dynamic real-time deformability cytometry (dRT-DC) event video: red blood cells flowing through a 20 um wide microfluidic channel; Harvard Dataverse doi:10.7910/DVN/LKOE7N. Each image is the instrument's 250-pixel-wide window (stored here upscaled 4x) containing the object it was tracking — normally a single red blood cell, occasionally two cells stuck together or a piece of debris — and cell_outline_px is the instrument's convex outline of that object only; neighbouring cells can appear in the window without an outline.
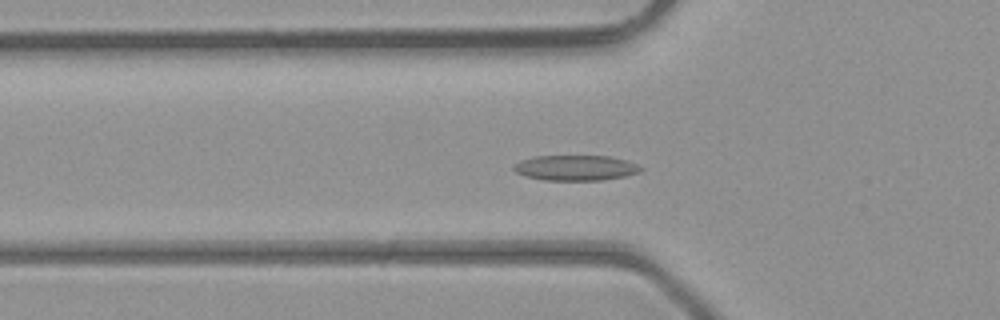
{"species": "common noctule bat (a hibernating species)", "species_latin": "Nyctalus noctula", "temperature_condition": "room temperature", "stored_images_in_passage": 47, "camera_frame_rate_fps": 3000, "um_per_image_px": 0.085, "animal": {"sex": "male", "body_mass_g": 23.1, "forearm_length_mm": 52.7}, "frame": {"image": 1, "passage_image": 16, "time_ms": 5.0, "image_size_px": [1000, 320], "cell_outline_px": [[644, 168], [640, 172], [624, 176], [600, 180], [544, 180], [524, 176], [516, 172], [512, 168], [520, 160], [536, 156], [608, 156], [624, 160], [636, 164]], "centroid_in_image_um": [48.91, 14.27], "position_along_channel_um": 76.9, "area_um2": 18.61}}
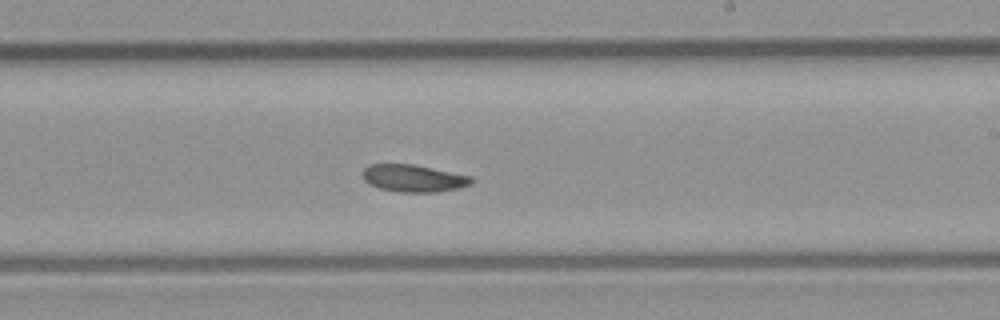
{"frame": {"image": 2, "passage_image": 28, "time_ms": 9.0, "image_size_px": [1000, 320], "cell_outline_px": [[472, 184], [460, 188], [440, 192], [400, 192], [380, 188], [368, 184], [364, 180], [364, 168], [368, 164], [412, 164], [472, 176]], "centroid_in_image_um": [35.17, 15.16], "position_along_channel_um": 253.8, "area_um2": 17.28}}
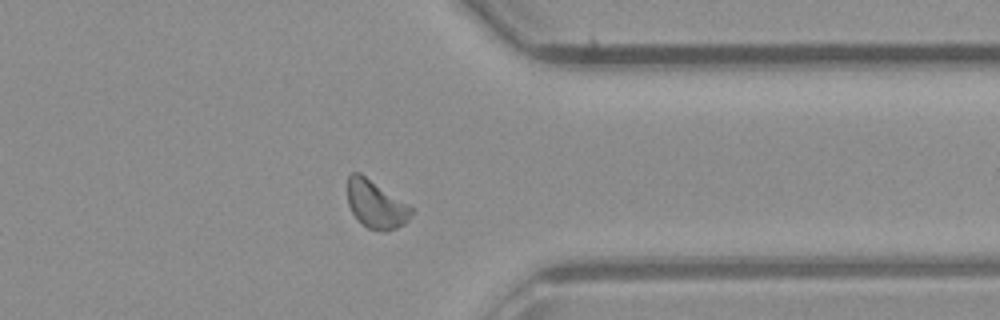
{"frame": {"image": 3, "passage_image": 37, "time_ms": 12.0, "image_size_px": [1000, 320], "cell_outline_px": [[416, 208], [408, 220], [404, 224], [396, 228], [368, 228], [352, 212], [348, 204], [348, 176], [352, 172], [360, 172]], "centroid_in_image_um": [31.99, 17.3], "position_along_channel_um": 379.4, "area_um2": 17.57}, "authors_computed_cell_mechanics": {"area_um2": 18.0914, "velocity_mm_per_s": 4.404, "shape_relaxation_time_tau1_ms": 6.6038, "shape_relaxation_time_tau2_ms": 4.9973, "deformation_change_tau1": 0.117, "deformation_change_tau2": 0.0975}}